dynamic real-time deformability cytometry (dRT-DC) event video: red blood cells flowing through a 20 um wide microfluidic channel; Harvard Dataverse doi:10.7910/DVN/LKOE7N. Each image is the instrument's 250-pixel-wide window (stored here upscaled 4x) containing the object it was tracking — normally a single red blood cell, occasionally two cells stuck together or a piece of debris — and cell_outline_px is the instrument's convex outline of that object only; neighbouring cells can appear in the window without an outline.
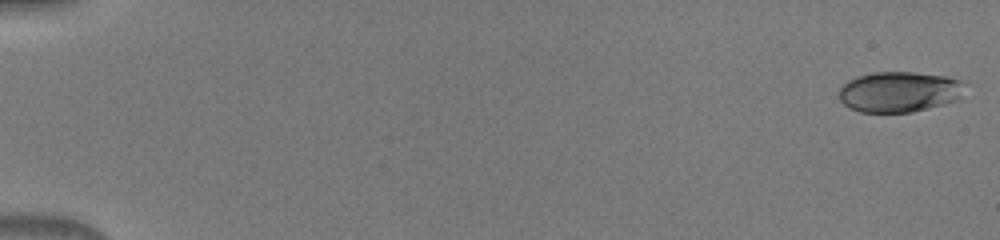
{"species": "human", "species_latin": "Homo sapiens", "temperature_condition": "warm", "stored_images_in_passage": 50, "camera_frame_rate_fps": 3000, "um_per_image_px": 0.085, "donor": {"sex": "male"}, "frame": {"image": 1, "passage_image": 1, "time_ms": 0.0, "image_size_px": [1000, 240], "cell_outline_px": [[968, 84], [960, 100], [912, 112], [860, 112], [844, 104], [840, 100], [840, 88], [848, 80], [856, 76], [872, 72], [912, 72], [944, 76], [960, 80]], "centroid_in_image_um": [76.49, 7.8], "position_along_channel_um": 8.5, "area_um2": 30.0}}
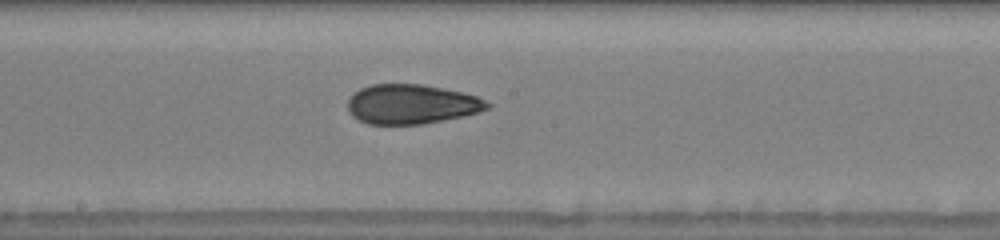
{"frame": {"image": 2, "passage_image": 29, "time_ms": 9.333, "image_size_px": [1000, 240], "cell_outline_px": [[492, 104], [488, 108], [464, 116], [444, 120], [420, 124], [368, 124], [352, 116], [348, 112], [348, 100], [360, 88], [372, 84], [420, 84], [444, 88], [464, 92], [476, 96]], "centroid_in_image_um": [34.97, 8.85], "position_along_channel_um": 213.2, "area_um2": 32.08}}
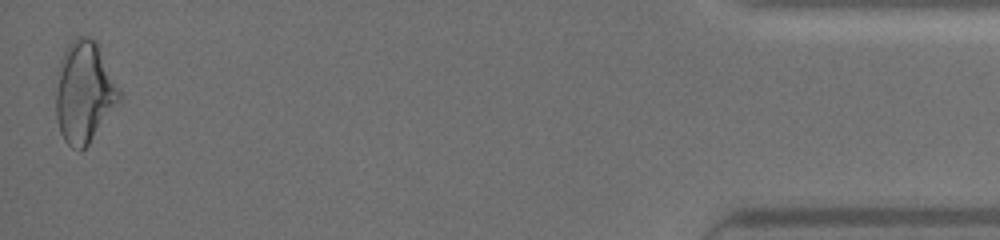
{"frame": {"image": 3, "passage_image": 50, "time_ms": 16.333, "image_size_px": [1000, 240], "cell_outline_px": [[120, 100], [88, 144], [80, 152], [72, 148], [64, 140], [60, 132], [56, 116], [56, 72], [60, 60], [68, 44], [72, 40], [80, 36], [88, 36], [96, 40], [100, 44], [120, 88]], "centroid_in_image_um": [7.16, 7.78], "position_along_channel_um": 428.0, "area_um2": 37.92}}